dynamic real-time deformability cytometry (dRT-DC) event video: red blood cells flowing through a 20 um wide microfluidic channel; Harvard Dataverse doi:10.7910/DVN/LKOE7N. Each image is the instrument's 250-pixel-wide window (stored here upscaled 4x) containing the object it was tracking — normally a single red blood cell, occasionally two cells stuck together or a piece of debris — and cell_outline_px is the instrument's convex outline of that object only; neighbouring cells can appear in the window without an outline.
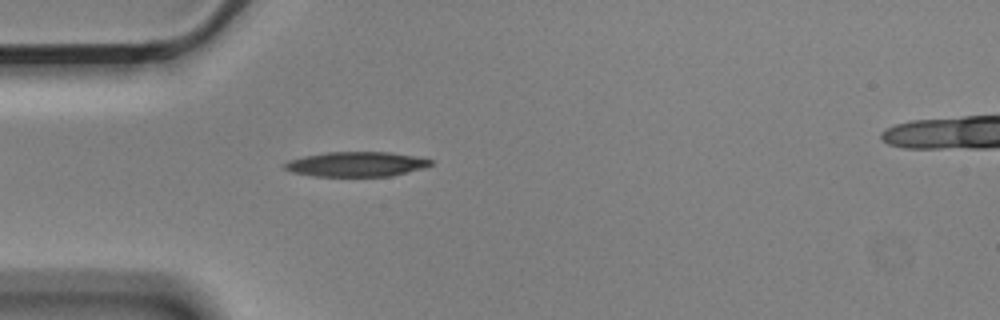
{"species": "Egyptian fruit bat (a non-hibernating species)", "species_latin": "Rousettus aegyptiacus", "temperature_condition": "cold", "stored_images_in_passage": 3, "camera_frame_rate_fps": 3000, "um_per_image_px": 0.085, "animal": {"sex": "male"}, "frame": {"image": 1, "passage_image": 3, "time_ms": 0.667, "image_size_px": [1000, 320], "cell_outline_px": [[432, 164], [424, 168], [392, 176], [312, 176], [292, 172], [284, 168], [284, 164], [288, 160], [304, 156], [324, 152], [388, 152], [412, 156], [432, 160]], "centroid_in_image_um": [30.25, 13.96], "position_along_channel_um": 54.7, "area_um2": 21.04}}